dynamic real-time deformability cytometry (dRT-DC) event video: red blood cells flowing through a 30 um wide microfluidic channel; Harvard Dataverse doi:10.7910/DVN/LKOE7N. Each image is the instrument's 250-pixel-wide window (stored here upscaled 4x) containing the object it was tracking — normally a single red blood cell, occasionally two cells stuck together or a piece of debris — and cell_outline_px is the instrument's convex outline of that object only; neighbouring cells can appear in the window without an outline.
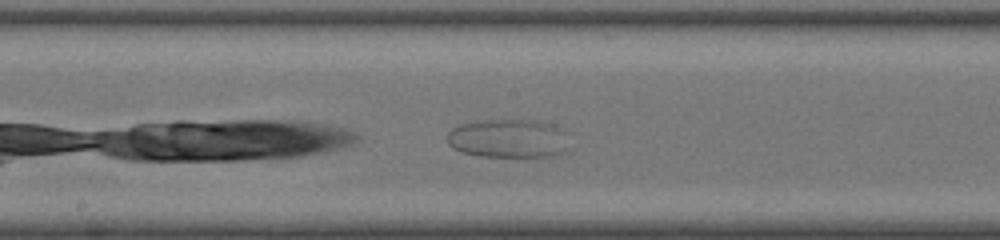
{"species": "common noctule bat (a hibernating species)", "species_latin": "Nyctalus noctula", "temperature_condition": "room temperature", "stored_images_in_passage": 13, "camera_frame_rate_fps": 3000, "um_per_image_px": 0.085, "animal": {"sex": "female", "body_mass_g": 20.0, "forearm_length_mm": 54.0}, "frame": {"image": 1, "passage_image": 11, "time_ms": 3.333, "image_size_px": [1000, 240], "cell_outline_px": [[564, 148], [560, 152], [552, 156], [480, 156], [464, 152], [448, 144], [448, 132], [452, 128], [460, 124], [484, 120], [532, 120], [552, 124], [556, 128]], "centroid_in_image_um": [43.04, 11.76], "position_along_channel_um": 205.2, "area_um2": 26.24}}